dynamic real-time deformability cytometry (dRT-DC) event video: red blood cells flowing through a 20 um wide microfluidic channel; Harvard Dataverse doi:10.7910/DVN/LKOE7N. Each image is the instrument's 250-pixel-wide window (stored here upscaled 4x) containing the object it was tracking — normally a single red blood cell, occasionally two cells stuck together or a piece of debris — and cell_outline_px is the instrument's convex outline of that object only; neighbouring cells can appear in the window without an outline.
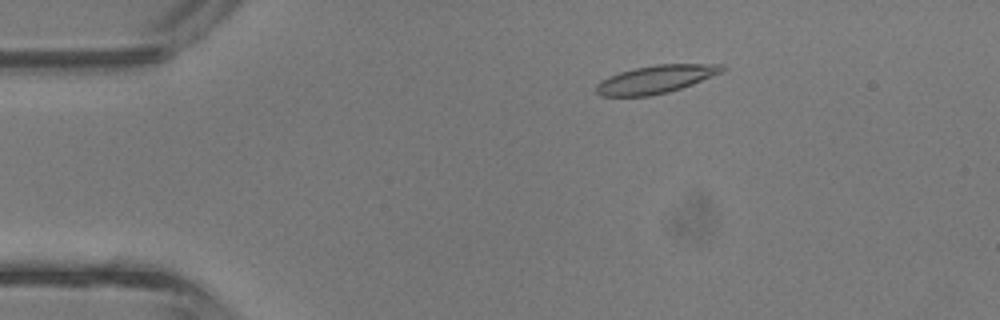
{"species": "common noctule bat (a hibernating species)", "species_latin": "Nyctalus noctula", "temperature_condition": "room temperature", "stored_images_in_passage": 4, "camera_frame_rate_fps": 3000, "um_per_image_px": 0.085, "animal": {"sex": "male", "body_mass_g": 13.3}, "frame": {"image": 1, "passage_image": 3, "time_ms": 0.667, "image_size_px": [1000, 320], "cell_outline_px": [[728, 68], [724, 72], [692, 84], [668, 92], [648, 96], [600, 96], [596, 92], [596, 84], [608, 76], [620, 72], [636, 68], [656, 64], [724, 64]], "centroid_in_image_um": [55.78, 6.73], "position_along_channel_um": 29.2, "area_um2": 20.58}}